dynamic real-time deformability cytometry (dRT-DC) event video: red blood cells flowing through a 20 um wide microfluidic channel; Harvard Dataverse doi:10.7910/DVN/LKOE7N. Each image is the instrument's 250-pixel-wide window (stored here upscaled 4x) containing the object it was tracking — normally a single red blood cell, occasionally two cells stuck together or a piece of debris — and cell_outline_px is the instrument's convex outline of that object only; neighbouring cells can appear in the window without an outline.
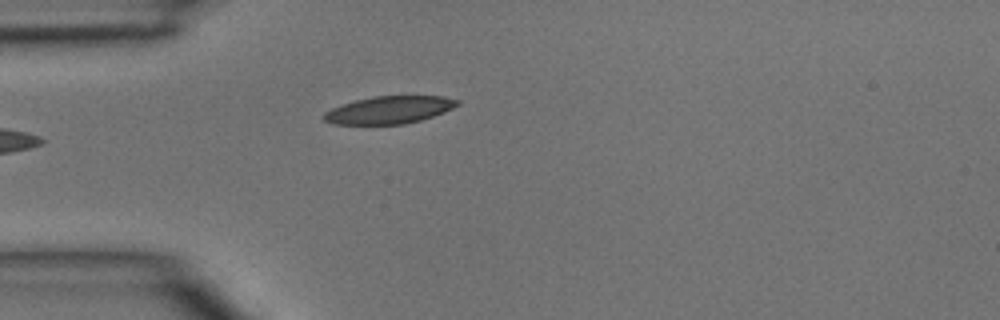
{"species": "common noctule bat (a hibernating species)", "species_latin": "Nyctalus noctula", "temperature_condition": "room temperature", "stored_images_in_passage": 4, "camera_frame_rate_fps": 3000, "um_per_image_px": 0.085, "animal": {"sex": "male", "body_mass_g": 15.6}, "frame": {"image": 1, "passage_image": 4, "time_ms": 1.0, "image_size_px": [1000, 320], "cell_outline_px": [[460, 104], [444, 112], [420, 120], [404, 124], [332, 124], [324, 120], [324, 112], [332, 108], [356, 100], [376, 96], [444, 96], [460, 100]], "centroid_in_image_um": [33.11, 9.34], "position_along_channel_um": 51.9, "area_um2": 21.21}}